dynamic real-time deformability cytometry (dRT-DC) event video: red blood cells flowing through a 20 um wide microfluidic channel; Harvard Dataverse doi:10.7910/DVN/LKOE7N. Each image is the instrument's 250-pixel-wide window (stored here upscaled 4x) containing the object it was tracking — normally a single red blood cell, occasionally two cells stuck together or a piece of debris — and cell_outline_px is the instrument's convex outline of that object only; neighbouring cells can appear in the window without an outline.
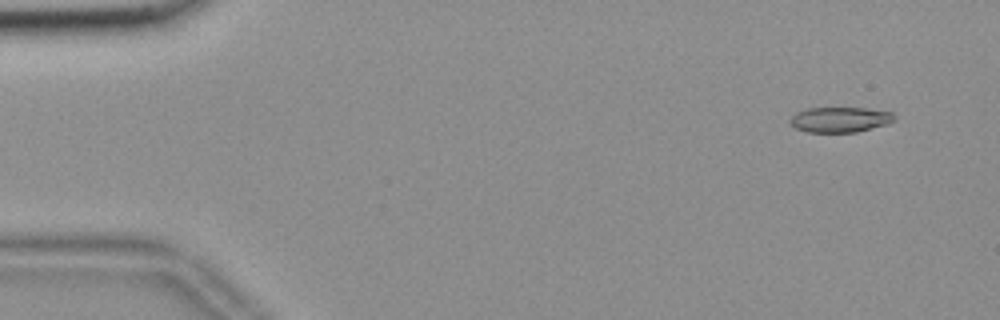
{"species": "common noctule bat (a hibernating species)", "species_latin": "Nyctalus noctula", "temperature_condition": "room temperature", "stored_images_in_passage": 53, "camera_frame_rate_fps": 3000, "um_per_image_px": 0.085, "animal": {"sex": "female", "body_mass_g": 18.4}, "frame": {"image": 1, "passage_image": 2, "time_ms": 0.333, "image_size_px": [1000, 320], "cell_outline_px": [[896, 116], [888, 124], [856, 132], [808, 132], [796, 128], [788, 120], [796, 112], [804, 108], [868, 108], [892, 112]], "centroid_in_image_um": [71.39, 10.16], "position_along_channel_um": 13.6, "area_um2": 15.37}}
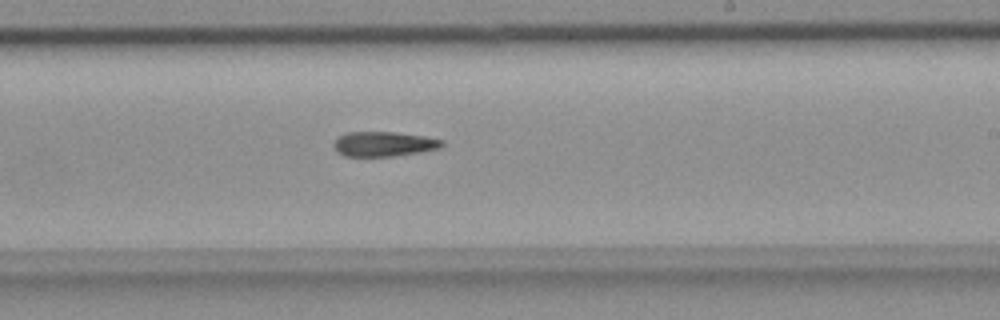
{"frame": {"image": 2, "passage_image": 31, "time_ms": 10.0, "image_size_px": [1000, 320], "cell_outline_px": [[444, 144], [440, 148], [420, 152], [392, 156], [344, 156], [336, 152], [332, 144], [340, 136], [348, 132], [396, 132], [424, 136], [444, 140]], "centroid_in_image_um": [32.62, 12.24], "position_along_channel_um": 256.4, "area_um2": 15.66}}
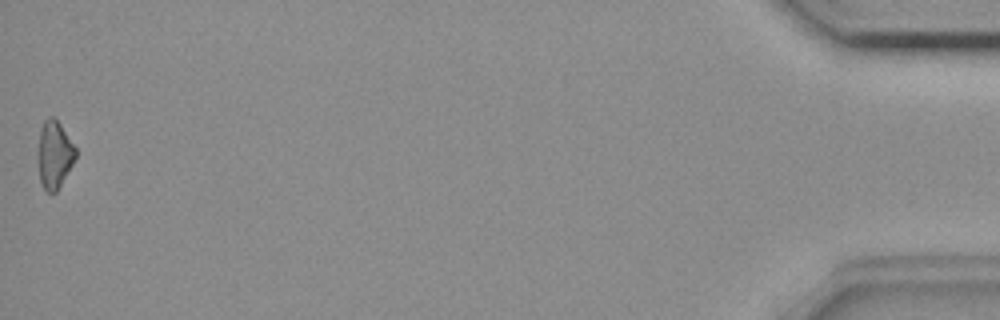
{"frame": {"image": 3, "passage_image": 53, "time_ms": 17.333, "image_size_px": [1000, 320], "cell_outline_px": [[76, 156], [72, 164], [56, 192], [48, 192], [44, 188], [40, 180], [36, 156], [36, 152], [40, 128], [44, 120], [48, 116], [56, 116], [76, 148]], "centroid_in_image_um": [4.58, 13.07], "position_along_channel_um": 430.6, "area_um2": 15.14}}